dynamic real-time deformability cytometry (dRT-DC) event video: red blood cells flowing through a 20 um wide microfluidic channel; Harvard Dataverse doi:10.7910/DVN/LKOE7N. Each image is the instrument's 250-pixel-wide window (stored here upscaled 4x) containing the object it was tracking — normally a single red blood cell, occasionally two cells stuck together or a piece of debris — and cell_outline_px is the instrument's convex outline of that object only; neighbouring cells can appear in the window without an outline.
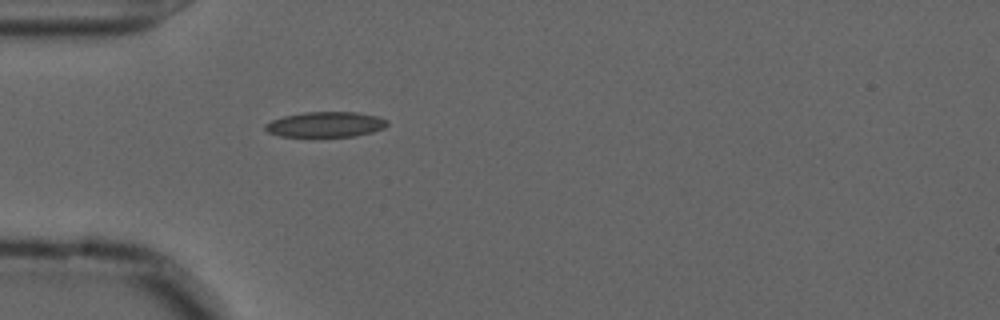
{"species": "common noctule bat (a hibernating species)", "species_latin": "Nyctalus noctula", "temperature_condition": "cold", "stored_images_in_passage": 40, "camera_frame_rate_fps": 3000, "um_per_image_px": 0.085, "animal": {"sex": "male", "forearm_length_mm": 52.5}, "frame": {"image": 1, "passage_image": 1, "time_ms": 0.0, "image_size_px": [1000, 320], "cell_outline_px": [[388, 124], [384, 128], [372, 132], [356, 136], [280, 136], [268, 132], [264, 128], [264, 124], [272, 120], [284, 116], [304, 112], [356, 112], [376, 116], [388, 120]], "centroid_in_image_um": [27.68, 10.57], "position_along_channel_um": 57.3, "area_um2": 17.92}}
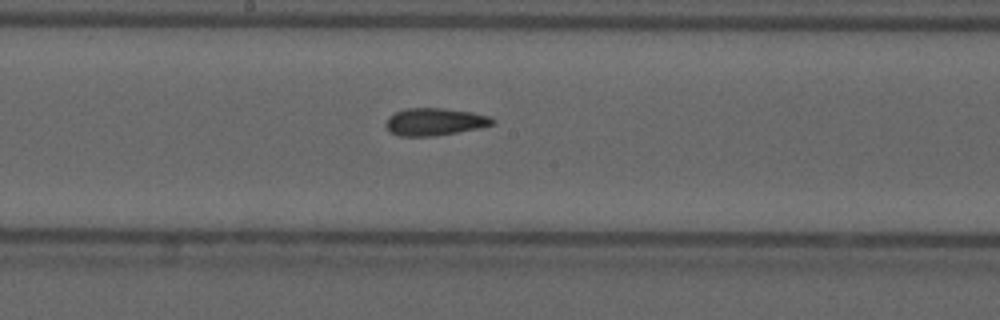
{"frame": {"image": 2, "passage_image": 14, "time_ms": 4.333, "image_size_px": [1000, 320], "cell_outline_px": [[496, 120], [492, 124], [480, 128], [436, 136], [400, 136], [392, 132], [384, 124], [388, 116], [404, 108], [444, 108], [472, 112], [488, 116]], "centroid_in_image_um": [36.94, 10.34], "position_along_channel_um": 211.3, "area_um2": 17.05}}
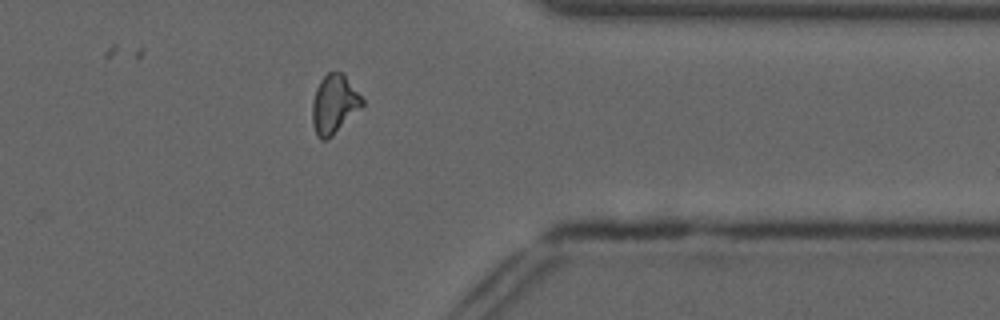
{"frame": {"image": 3, "passage_image": 29, "time_ms": 9.333, "image_size_px": [1000, 320], "cell_outline_px": [[364, 104], [328, 140], [320, 140], [316, 136], [312, 124], [312, 100], [316, 88], [320, 80], [328, 72], [344, 72], [364, 100]], "centroid_in_image_um": [28.38, 8.85], "position_along_channel_um": 383.0, "area_um2": 17.28}, "authors_computed_cell_mechanics": {"area_um2": 17.051, "velocity_mm_per_s": 3.659, "shape_relaxation_time_tau1_ms": null, "shape_relaxation_time_tau2_ms": 3.4842, "deformation_change_tau1": null, "deformation_change_tau2": 0.101}}